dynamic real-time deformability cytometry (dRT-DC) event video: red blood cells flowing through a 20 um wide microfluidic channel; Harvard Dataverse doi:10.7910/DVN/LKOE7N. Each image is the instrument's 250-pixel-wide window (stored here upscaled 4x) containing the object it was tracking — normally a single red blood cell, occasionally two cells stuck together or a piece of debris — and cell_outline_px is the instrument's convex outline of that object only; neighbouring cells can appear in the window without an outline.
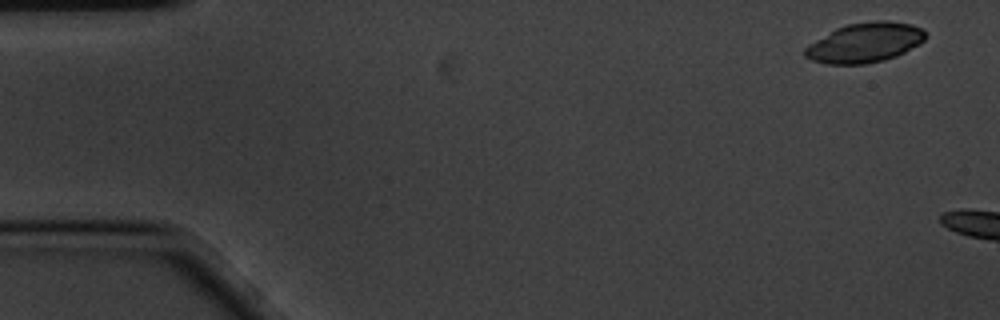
{"species": "common noctule bat (a hibernating species)", "species_latin": "Nyctalus noctula", "temperature_condition": "cold", "stored_images_in_passage": 3, "camera_frame_rate_fps": 3000, "um_per_image_px": 0.085, "animal": {"sex": "male", "body_mass_g": 20.1, "forearm_length_mm": 53.5}, "frame": {"image": 1, "passage_image": 1, "time_ms": 0.0, "image_size_px": [1000, 320], "cell_outline_px": [[928, 36], [920, 44], [896, 56], [884, 60], [864, 64], [828, 64], [812, 60], [804, 56], [804, 48], [808, 44], [836, 28], [848, 24], [876, 20], [888, 20], [912, 24], [924, 28]], "centroid_in_image_um": [73.54, 3.61], "position_along_channel_um": 11.5, "area_um2": 28.09}}